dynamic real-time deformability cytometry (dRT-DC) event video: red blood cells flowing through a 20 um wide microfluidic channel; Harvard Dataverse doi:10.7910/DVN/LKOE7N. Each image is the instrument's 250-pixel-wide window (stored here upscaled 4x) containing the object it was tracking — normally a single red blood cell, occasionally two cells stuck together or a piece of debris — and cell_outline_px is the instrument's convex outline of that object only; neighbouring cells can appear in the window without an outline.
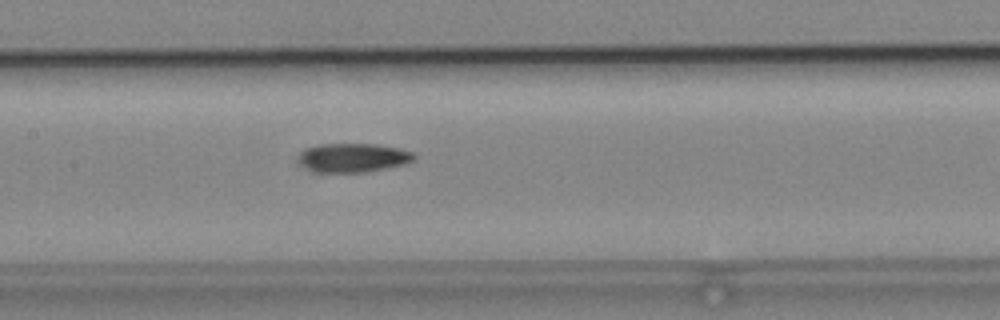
{"species": "common noctule bat (a hibernating species)", "species_latin": "Nyctalus noctula", "temperature_condition": "cold", "stored_images_in_passage": 33, "camera_frame_rate_fps": 3000, "um_per_image_px": 0.085, "animal": {"sex": "male", "body_mass_g": 19.2, "forearm_length_mm": 51.8}, "frame": {"image": 1, "passage_image": 15, "time_ms": 4.667, "image_size_px": [1000, 320], "cell_outline_px": [[416, 156], [412, 160], [404, 164], [364, 172], [316, 172], [300, 164], [300, 152], [308, 148], [320, 144], [376, 144], [396, 148], [412, 152]], "centroid_in_image_um": [30.0, 13.4], "position_along_channel_um": 177.4, "area_um2": 19.07}}
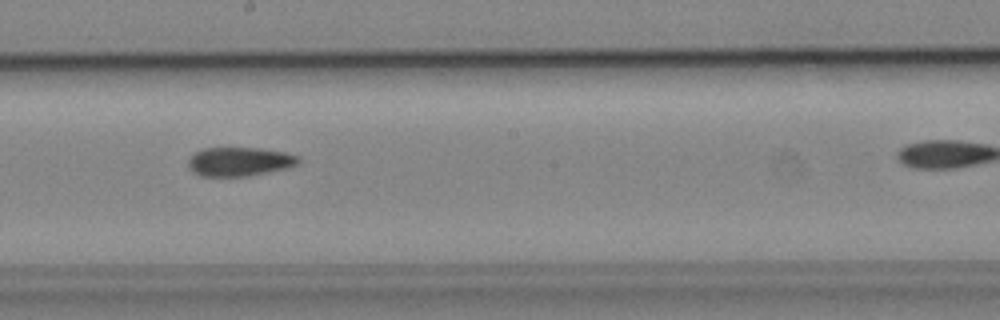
{"frame": {"image": 2, "passage_image": 19, "time_ms": 6.0, "image_size_px": [1000, 320], "cell_outline_px": [[300, 160], [296, 164], [288, 168], [248, 176], [200, 176], [192, 172], [188, 164], [188, 160], [196, 152], [204, 148], [260, 148], [284, 152], [300, 156]], "centroid_in_image_um": [20.36, 13.74], "position_along_channel_um": 227.8, "area_um2": 18.55}}